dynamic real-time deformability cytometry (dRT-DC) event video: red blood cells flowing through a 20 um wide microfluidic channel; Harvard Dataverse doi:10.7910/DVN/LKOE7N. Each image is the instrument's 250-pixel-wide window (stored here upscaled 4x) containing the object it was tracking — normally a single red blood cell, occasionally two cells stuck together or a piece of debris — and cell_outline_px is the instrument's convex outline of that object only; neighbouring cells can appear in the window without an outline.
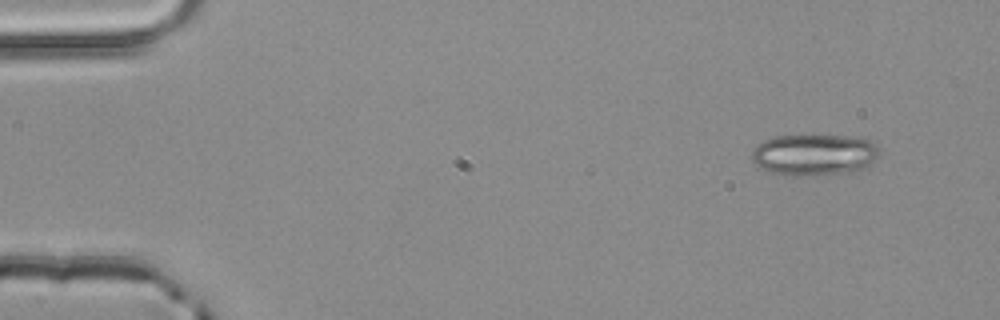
{"species": "common noctule bat (a hibernating species)", "species_latin": "Nyctalus noctula", "temperature_condition": "room temperature", "stored_images_in_passage": 3, "camera_frame_rate_fps": 3000, "um_per_image_px": 0.085, "animal": {"sex": "male", "body_mass_g": 20.4}, "frame": {"image": 1, "passage_image": 1, "time_ms": 0.0, "image_size_px": [1000, 320], "cell_outline_px": [[880, 152], [876, 160], [872, 164], [860, 172], [800, 176], [788, 176], [772, 172], [760, 168], [752, 160], [752, 152], [756, 144], [764, 140], [776, 136], [848, 136], [872, 140], [880, 148]], "centroid_in_image_um": [69.27, 13.17], "position_along_channel_um": 15.7, "area_um2": 31.33}}